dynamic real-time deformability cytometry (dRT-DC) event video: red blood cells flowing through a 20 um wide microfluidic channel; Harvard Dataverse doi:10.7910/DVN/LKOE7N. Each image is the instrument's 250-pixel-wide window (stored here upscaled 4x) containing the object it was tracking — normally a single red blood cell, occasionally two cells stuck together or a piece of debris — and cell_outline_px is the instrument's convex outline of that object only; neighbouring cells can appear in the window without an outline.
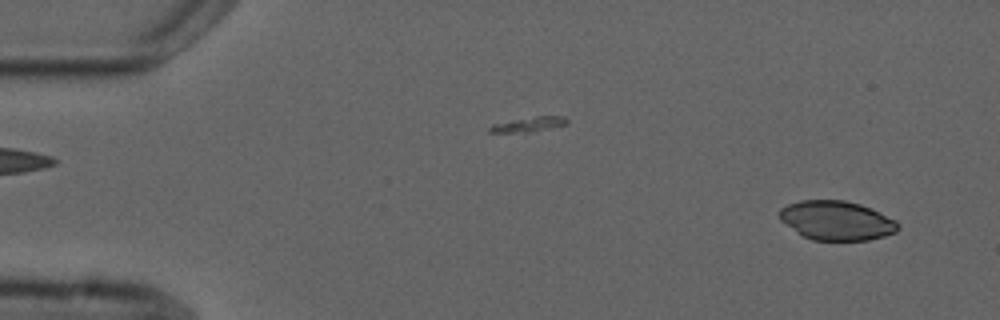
{"species": "common noctule bat (a hibernating species)", "species_latin": "Nyctalus noctula", "temperature_condition": "cold", "stored_images_in_passage": 5, "camera_frame_rate_fps": 3000, "um_per_image_px": 0.085, "animal": {"sex": "male", "forearm_length_mm": 52.5}, "frame": {"image": 1, "passage_image": 2, "time_ms": 1.0, "image_size_px": [1000, 320], "cell_outline_px": [[900, 228], [896, 232], [884, 236], [868, 240], [812, 240], [796, 232], [780, 220], [780, 208], [788, 204], [800, 200], [844, 200], [860, 204], [872, 208], [896, 220], [900, 224]], "centroid_in_image_um": [71.13, 18.74], "position_along_channel_um": 13.9, "area_um2": 27.22}}